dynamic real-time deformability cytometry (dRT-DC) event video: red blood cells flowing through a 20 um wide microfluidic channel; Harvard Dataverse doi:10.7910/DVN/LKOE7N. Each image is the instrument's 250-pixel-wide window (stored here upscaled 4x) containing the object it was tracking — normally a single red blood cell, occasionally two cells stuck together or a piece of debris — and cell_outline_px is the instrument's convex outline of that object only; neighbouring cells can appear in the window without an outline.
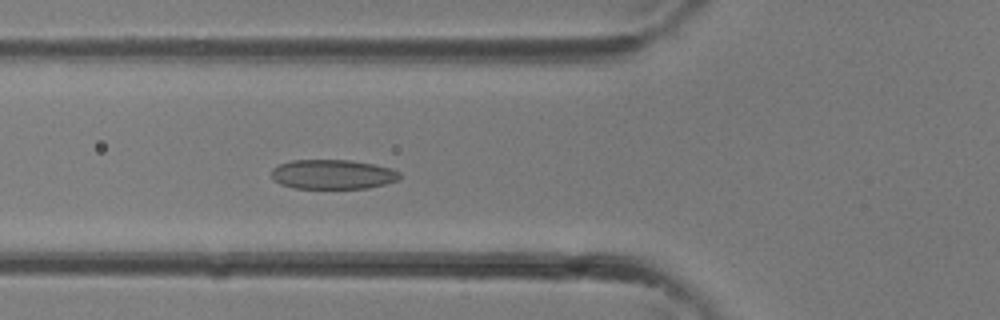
{"species": "common noctule bat (a hibernating species)", "species_latin": "Nyctalus noctula", "temperature_condition": "room temperature", "stored_images_in_passage": 34, "camera_frame_rate_fps": 3000, "um_per_image_px": 0.085, "animal": {"sex": "female"}, "frame": {"image": 1, "passage_image": 12, "time_ms": 3.667, "image_size_px": [1000, 320], "cell_outline_px": [[400, 180], [368, 188], [296, 188], [280, 184], [272, 176], [272, 168], [280, 164], [292, 160], [352, 160], [392, 168], [400, 172]], "centroid_in_image_um": [28.31, 14.81], "position_along_channel_um": 97.5, "area_um2": 22.02}}
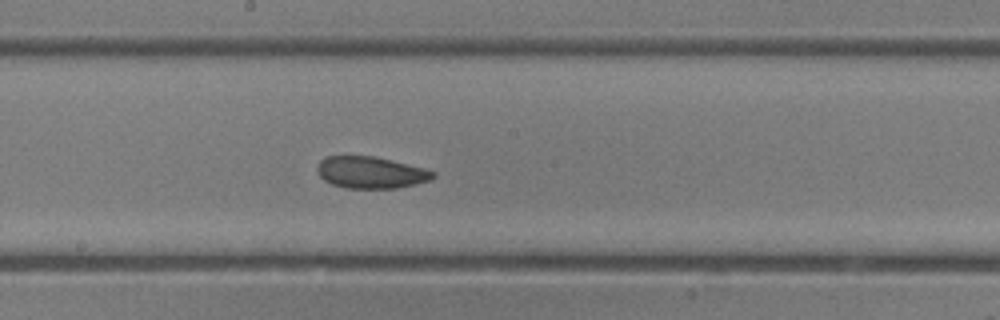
{"frame": {"image": 2, "passage_image": 18, "time_ms": 5.667, "image_size_px": [1000, 320], "cell_outline_px": [[436, 176], [432, 180], [416, 184], [396, 188], [344, 188], [332, 184], [324, 180], [316, 172], [316, 168], [320, 160], [324, 156], [372, 156], [424, 168], [436, 172]], "centroid_in_image_um": [31.5, 14.66], "position_along_channel_um": 216.7, "area_um2": 21.5}}
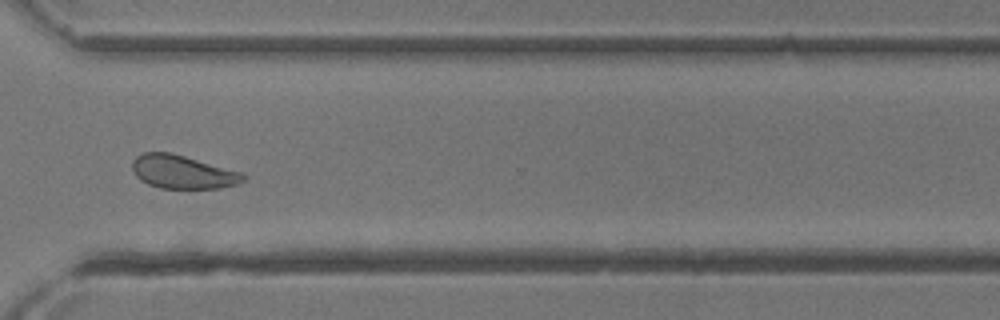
{"frame": {"image": 3, "passage_image": 25, "time_ms": 8.0, "image_size_px": [1000, 320], "cell_outline_px": [[248, 180], [236, 184], [220, 188], [160, 188], [148, 184], [140, 180], [136, 176], [132, 168], [132, 160], [136, 156], [144, 152], [172, 152], [240, 172], [248, 176]], "centroid_in_image_um": [15.52, 14.61], "position_along_channel_um": 355.1, "area_um2": 21.68}}